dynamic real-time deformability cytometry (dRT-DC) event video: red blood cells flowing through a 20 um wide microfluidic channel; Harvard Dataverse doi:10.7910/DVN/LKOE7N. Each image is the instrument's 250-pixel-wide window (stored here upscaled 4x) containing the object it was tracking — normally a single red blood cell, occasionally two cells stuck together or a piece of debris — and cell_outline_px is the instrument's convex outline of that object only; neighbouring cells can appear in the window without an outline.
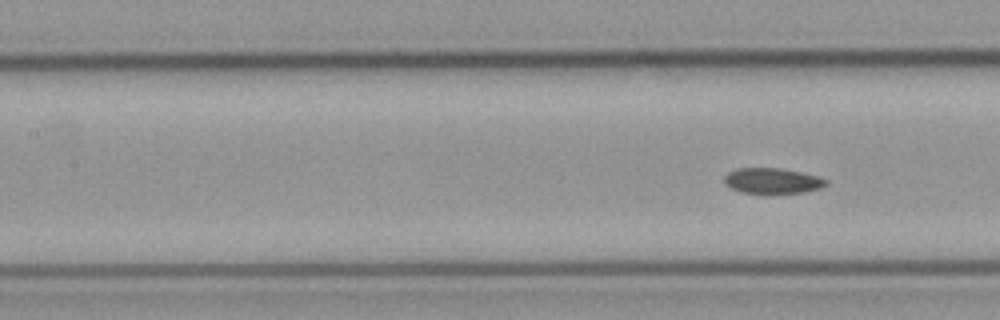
{"species": "common noctule bat (a hibernating species)", "species_latin": "Nyctalus noctula", "temperature_condition": "cold", "stored_images_in_passage": 7, "camera_frame_rate_fps": 3000, "um_per_image_px": 0.085, "animal": {"sex": "male", "body_mass_g": 23.1, "forearm_length_mm": 52.7}, "frame": {"image": 1, "passage_image": 7, "time_ms": 8.0, "image_size_px": [1000, 320], "cell_outline_px": [[828, 184], [820, 188], [804, 192], [764, 196], [740, 192], [732, 188], [724, 180], [724, 176], [728, 172], [736, 168], [780, 168], [820, 176], [828, 180]], "centroid_in_image_um": [65.67, 15.41], "position_along_channel_um": 141.7, "area_um2": 15.78}}